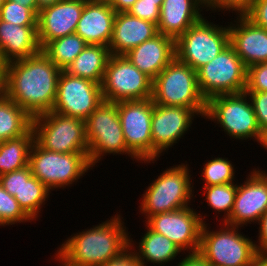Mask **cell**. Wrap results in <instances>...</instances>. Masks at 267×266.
Wrapping results in <instances>:
<instances>
[{"label":"cell","instance_id":"1","mask_svg":"<svg viewBox=\"0 0 267 266\" xmlns=\"http://www.w3.org/2000/svg\"><path fill=\"white\" fill-rule=\"evenodd\" d=\"M61 71L42 51L6 63V97L32 118L52 110Z\"/></svg>","mask_w":267,"mask_h":266},{"label":"cell","instance_id":"2","mask_svg":"<svg viewBox=\"0 0 267 266\" xmlns=\"http://www.w3.org/2000/svg\"><path fill=\"white\" fill-rule=\"evenodd\" d=\"M120 212L89 229L73 233L54 254L69 266H102L121 255L130 247V231Z\"/></svg>","mask_w":267,"mask_h":266},{"label":"cell","instance_id":"3","mask_svg":"<svg viewBox=\"0 0 267 266\" xmlns=\"http://www.w3.org/2000/svg\"><path fill=\"white\" fill-rule=\"evenodd\" d=\"M187 161L166 167L154 178L144 190L140 198L138 213L145 222L149 217L164 212L175 211L192 206L194 195V177ZM192 175H191V174ZM192 176V177H191Z\"/></svg>","mask_w":267,"mask_h":266},{"label":"cell","instance_id":"4","mask_svg":"<svg viewBox=\"0 0 267 266\" xmlns=\"http://www.w3.org/2000/svg\"><path fill=\"white\" fill-rule=\"evenodd\" d=\"M151 100L162 106L190 108L200 118L206 114L207 101L200 92L197 71L176 57L153 80Z\"/></svg>","mask_w":267,"mask_h":266},{"label":"cell","instance_id":"5","mask_svg":"<svg viewBox=\"0 0 267 266\" xmlns=\"http://www.w3.org/2000/svg\"><path fill=\"white\" fill-rule=\"evenodd\" d=\"M210 225L202 226L198 250L206 261L211 266H250L258 253L255 240L241 232L243 227L220 222L213 230Z\"/></svg>","mask_w":267,"mask_h":266},{"label":"cell","instance_id":"6","mask_svg":"<svg viewBox=\"0 0 267 266\" xmlns=\"http://www.w3.org/2000/svg\"><path fill=\"white\" fill-rule=\"evenodd\" d=\"M28 166L34 177L55 192L71 188L94 169L88 153H58L42 148L36 141L30 149Z\"/></svg>","mask_w":267,"mask_h":266},{"label":"cell","instance_id":"7","mask_svg":"<svg viewBox=\"0 0 267 266\" xmlns=\"http://www.w3.org/2000/svg\"><path fill=\"white\" fill-rule=\"evenodd\" d=\"M205 120L219 126L230 140L257 142L260 146L261 132L251 100L246 92L217 95L207 101ZM245 140V141H244Z\"/></svg>","mask_w":267,"mask_h":266},{"label":"cell","instance_id":"8","mask_svg":"<svg viewBox=\"0 0 267 266\" xmlns=\"http://www.w3.org/2000/svg\"><path fill=\"white\" fill-rule=\"evenodd\" d=\"M85 128L88 157L93 167H98L97 163L107 155H126L133 164L141 163L127 149L116 103L103 101L85 120Z\"/></svg>","mask_w":267,"mask_h":266},{"label":"cell","instance_id":"9","mask_svg":"<svg viewBox=\"0 0 267 266\" xmlns=\"http://www.w3.org/2000/svg\"><path fill=\"white\" fill-rule=\"evenodd\" d=\"M208 20L209 16L204 15L175 41L176 58L195 71L230 44L228 24L225 22L223 26Z\"/></svg>","mask_w":267,"mask_h":266},{"label":"cell","instance_id":"10","mask_svg":"<svg viewBox=\"0 0 267 266\" xmlns=\"http://www.w3.org/2000/svg\"><path fill=\"white\" fill-rule=\"evenodd\" d=\"M35 141L58 153H88L85 120L54 111L32 118Z\"/></svg>","mask_w":267,"mask_h":266},{"label":"cell","instance_id":"11","mask_svg":"<svg viewBox=\"0 0 267 266\" xmlns=\"http://www.w3.org/2000/svg\"><path fill=\"white\" fill-rule=\"evenodd\" d=\"M198 85L206 101L217 95L246 90L247 67L229 44L211 62L197 70Z\"/></svg>","mask_w":267,"mask_h":266},{"label":"cell","instance_id":"12","mask_svg":"<svg viewBox=\"0 0 267 266\" xmlns=\"http://www.w3.org/2000/svg\"><path fill=\"white\" fill-rule=\"evenodd\" d=\"M153 80L135 67L125 55H111L101 83L104 101L150 99Z\"/></svg>","mask_w":267,"mask_h":266},{"label":"cell","instance_id":"13","mask_svg":"<svg viewBox=\"0 0 267 266\" xmlns=\"http://www.w3.org/2000/svg\"><path fill=\"white\" fill-rule=\"evenodd\" d=\"M195 118L200 117L190 108L154 104L151 119L152 160L141 163L146 166L157 164L160 156H164L165 152L168 154L169 149L185 139L183 137L192 130Z\"/></svg>","mask_w":267,"mask_h":266},{"label":"cell","instance_id":"14","mask_svg":"<svg viewBox=\"0 0 267 266\" xmlns=\"http://www.w3.org/2000/svg\"><path fill=\"white\" fill-rule=\"evenodd\" d=\"M207 216L209 214L188 206L151 216L144 223L154 232L170 239L184 253H195L199 250L201 229L207 222Z\"/></svg>","mask_w":267,"mask_h":266},{"label":"cell","instance_id":"15","mask_svg":"<svg viewBox=\"0 0 267 266\" xmlns=\"http://www.w3.org/2000/svg\"><path fill=\"white\" fill-rule=\"evenodd\" d=\"M116 104L127 149L140 162L152 160L151 119L154 102L150 98Z\"/></svg>","mask_w":267,"mask_h":266},{"label":"cell","instance_id":"16","mask_svg":"<svg viewBox=\"0 0 267 266\" xmlns=\"http://www.w3.org/2000/svg\"><path fill=\"white\" fill-rule=\"evenodd\" d=\"M101 84L61 71L51 111L86 120L103 102Z\"/></svg>","mask_w":267,"mask_h":266},{"label":"cell","instance_id":"17","mask_svg":"<svg viewBox=\"0 0 267 266\" xmlns=\"http://www.w3.org/2000/svg\"><path fill=\"white\" fill-rule=\"evenodd\" d=\"M256 167L250 169L242 183H237L234 206L224 223L243 228L256 226L267 210V169Z\"/></svg>","mask_w":267,"mask_h":266},{"label":"cell","instance_id":"18","mask_svg":"<svg viewBox=\"0 0 267 266\" xmlns=\"http://www.w3.org/2000/svg\"><path fill=\"white\" fill-rule=\"evenodd\" d=\"M0 184L10 195L14 196L20 208L34 223L37 219L40 220L41 211L53 194L32 175L29 166L1 175Z\"/></svg>","mask_w":267,"mask_h":266},{"label":"cell","instance_id":"19","mask_svg":"<svg viewBox=\"0 0 267 266\" xmlns=\"http://www.w3.org/2000/svg\"><path fill=\"white\" fill-rule=\"evenodd\" d=\"M85 0H61L38 12L37 36L41 49L50 41L75 34Z\"/></svg>","mask_w":267,"mask_h":266},{"label":"cell","instance_id":"20","mask_svg":"<svg viewBox=\"0 0 267 266\" xmlns=\"http://www.w3.org/2000/svg\"><path fill=\"white\" fill-rule=\"evenodd\" d=\"M233 17L230 23L227 22L230 44L244 65L248 68L267 62V30L254 24L245 15Z\"/></svg>","mask_w":267,"mask_h":266},{"label":"cell","instance_id":"21","mask_svg":"<svg viewBox=\"0 0 267 266\" xmlns=\"http://www.w3.org/2000/svg\"><path fill=\"white\" fill-rule=\"evenodd\" d=\"M115 16L116 12L109 2L87 0L75 34L87 44L109 46Z\"/></svg>","mask_w":267,"mask_h":266},{"label":"cell","instance_id":"22","mask_svg":"<svg viewBox=\"0 0 267 266\" xmlns=\"http://www.w3.org/2000/svg\"><path fill=\"white\" fill-rule=\"evenodd\" d=\"M126 58L152 80L176 57L175 40L158 33L132 48Z\"/></svg>","mask_w":267,"mask_h":266},{"label":"cell","instance_id":"23","mask_svg":"<svg viewBox=\"0 0 267 266\" xmlns=\"http://www.w3.org/2000/svg\"><path fill=\"white\" fill-rule=\"evenodd\" d=\"M158 34L157 25L132 16L128 12L116 13L112 38L109 43L111 55H125L129 50Z\"/></svg>","mask_w":267,"mask_h":266},{"label":"cell","instance_id":"24","mask_svg":"<svg viewBox=\"0 0 267 266\" xmlns=\"http://www.w3.org/2000/svg\"><path fill=\"white\" fill-rule=\"evenodd\" d=\"M204 14L201 0H164L160 7L158 33L176 41Z\"/></svg>","mask_w":267,"mask_h":266},{"label":"cell","instance_id":"25","mask_svg":"<svg viewBox=\"0 0 267 266\" xmlns=\"http://www.w3.org/2000/svg\"><path fill=\"white\" fill-rule=\"evenodd\" d=\"M143 225L145 232L140 236L139 242L133 240L132 234H130L129 242L130 248L136 253L143 266H169L170 264L172 266L176 259L178 261L181 259L184 252L175 243L151 230L144 222Z\"/></svg>","mask_w":267,"mask_h":266},{"label":"cell","instance_id":"26","mask_svg":"<svg viewBox=\"0 0 267 266\" xmlns=\"http://www.w3.org/2000/svg\"><path fill=\"white\" fill-rule=\"evenodd\" d=\"M40 51L37 26H19L0 20V59L3 63L27 58Z\"/></svg>","mask_w":267,"mask_h":266},{"label":"cell","instance_id":"27","mask_svg":"<svg viewBox=\"0 0 267 266\" xmlns=\"http://www.w3.org/2000/svg\"><path fill=\"white\" fill-rule=\"evenodd\" d=\"M110 56L108 46L88 44L65 71L70 75L101 84Z\"/></svg>","mask_w":267,"mask_h":266},{"label":"cell","instance_id":"28","mask_svg":"<svg viewBox=\"0 0 267 266\" xmlns=\"http://www.w3.org/2000/svg\"><path fill=\"white\" fill-rule=\"evenodd\" d=\"M35 134L31 127L24 135L0 142V176L28 166Z\"/></svg>","mask_w":267,"mask_h":266},{"label":"cell","instance_id":"29","mask_svg":"<svg viewBox=\"0 0 267 266\" xmlns=\"http://www.w3.org/2000/svg\"><path fill=\"white\" fill-rule=\"evenodd\" d=\"M32 127V117L6 96L0 99V142L24 135Z\"/></svg>","mask_w":267,"mask_h":266},{"label":"cell","instance_id":"30","mask_svg":"<svg viewBox=\"0 0 267 266\" xmlns=\"http://www.w3.org/2000/svg\"><path fill=\"white\" fill-rule=\"evenodd\" d=\"M87 45L79 35L71 34L48 42L41 51L63 71Z\"/></svg>","mask_w":267,"mask_h":266},{"label":"cell","instance_id":"31","mask_svg":"<svg viewBox=\"0 0 267 266\" xmlns=\"http://www.w3.org/2000/svg\"><path fill=\"white\" fill-rule=\"evenodd\" d=\"M200 191H203L201 196L203 197L204 195L205 197L203 200L206 201L208 206L207 209L210 207L212 212L214 211V213H216L215 218L217 221L224 223L230 217L234 206V200L237 193V183L202 186Z\"/></svg>","mask_w":267,"mask_h":266},{"label":"cell","instance_id":"32","mask_svg":"<svg viewBox=\"0 0 267 266\" xmlns=\"http://www.w3.org/2000/svg\"><path fill=\"white\" fill-rule=\"evenodd\" d=\"M212 157L210 160L203 163L201 167L200 181L202 186H213L227 183H238L236 179V165L228 159V157ZM237 181V182H236Z\"/></svg>","mask_w":267,"mask_h":266},{"label":"cell","instance_id":"33","mask_svg":"<svg viewBox=\"0 0 267 266\" xmlns=\"http://www.w3.org/2000/svg\"><path fill=\"white\" fill-rule=\"evenodd\" d=\"M32 220L20 208L18 201L0 184V228L23 224Z\"/></svg>","mask_w":267,"mask_h":266},{"label":"cell","instance_id":"34","mask_svg":"<svg viewBox=\"0 0 267 266\" xmlns=\"http://www.w3.org/2000/svg\"><path fill=\"white\" fill-rule=\"evenodd\" d=\"M38 15L29 7L5 0L0 8V20L19 26H37Z\"/></svg>","mask_w":267,"mask_h":266},{"label":"cell","instance_id":"35","mask_svg":"<svg viewBox=\"0 0 267 266\" xmlns=\"http://www.w3.org/2000/svg\"><path fill=\"white\" fill-rule=\"evenodd\" d=\"M251 2L252 0H201L205 15L210 11L209 16L212 12L218 15H224L225 12L232 13V16L233 13L234 15H244ZM220 11L222 13H218Z\"/></svg>","mask_w":267,"mask_h":266},{"label":"cell","instance_id":"36","mask_svg":"<svg viewBox=\"0 0 267 266\" xmlns=\"http://www.w3.org/2000/svg\"><path fill=\"white\" fill-rule=\"evenodd\" d=\"M245 92H267V62L247 68Z\"/></svg>","mask_w":267,"mask_h":266},{"label":"cell","instance_id":"37","mask_svg":"<svg viewBox=\"0 0 267 266\" xmlns=\"http://www.w3.org/2000/svg\"><path fill=\"white\" fill-rule=\"evenodd\" d=\"M127 12L132 16L152 22L156 25L159 23L160 6L158 3H149L137 0Z\"/></svg>","mask_w":267,"mask_h":266},{"label":"cell","instance_id":"38","mask_svg":"<svg viewBox=\"0 0 267 266\" xmlns=\"http://www.w3.org/2000/svg\"><path fill=\"white\" fill-rule=\"evenodd\" d=\"M249 96L258 126L262 133L267 131V92H246Z\"/></svg>","mask_w":267,"mask_h":266},{"label":"cell","instance_id":"39","mask_svg":"<svg viewBox=\"0 0 267 266\" xmlns=\"http://www.w3.org/2000/svg\"><path fill=\"white\" fill-rule=\"evenodd\" d=\"M244 15L257 26L267 30V0H252Z\"/></svg>","mask_w":267,"mask_h":266},{"label":"cell","instance_id":"40","mask_svg":"<svg viewBox=\"0 0 267 266\" xmlns=\"http://www.w3.org/2000/svg\"><path fill=\"white\" fill-rule=\"evenodd\" d=\"M102 266H143L137 258L136 253L129 247L121 255L110 259Z\"/></svg>","mask_w":267,"mask_h":266},{"label":"cell","instance_id":"41","mask_svg":"<svg viewBox=\"0 0 267 266\" xmlns=\"http://www.w3.org/2000/svg\"><path fill=\"white\" fill-rule=\"evenodd\" d=\"M257 238L255 241L256 250L259 255H267V210L258 222Z\"/></svg>","mask_w":267,"mask_h":266},{"label":"cell","instance_id":"42","mask_svg":"<svg viewBox=\"0 0 267 266\" xmlns=\"http://www.w3.org/2000/svg\"><path fill=\"white\" fill-rule=\"evenodd\" d=\"M174 265L175 266H211L199 252L188 253V254L185 253V256H183L179 260V262L174 263Z\"/></svg>","mask_w":267,"mask_h":266},{"label":"cell","instance_id":"43","mask_svg":"<svg viewBox=\"0 0 267 266\" xmlns=\"http://www.w3.org/2000/svg\"><path fill=\"white\" fill-rule=\"evenodd\" d=\"M137 0H111L109 4L118 12H127Z\"/></svg>","mask_w":267,"mask_h":266},{"label":"cell","instance_id":"44","mask_svg":"<svg viewBox=\"0 0 267 266\" xmlns=\"http://www.w3.org/2000/svg\"><path fill=\"white\" fill-rule=\"evenodd\" d=\"M6 96V63L0 59V99Z\"/></svg>","mask_w":267,"mask_h":266},{"label":"cell","instance_id":"45","mask_svg":"<svg viewBox=\"0 0 267 266\" xmlns=\"http://www.w3.org/2000/svg\"><path fill=\"white\" fill-rule=\"evenodd\" d=\"M20 3L22 6L29 7L38 15L37 0H10Z\"/></svg>","mask_w":267,"mask_h":266},{"label":"cell","instance_id":"46","mask_svg":"<svg viewBox=\"0 0 267 266\" xmlns=\"http://www.w3.org/2000/svg\"><path fill=\"white\" fill-rule=\"evenodd\" d=\"M59 1L61 0H37L38 12L42 8L58 3Z\"/></svg>","mask_w":267,"mask_h":266},{"label":"cell","instance_id":"47","mask_svg":"<svg viewBox=\"0 0 267 266\" xmlns=\"http://www.w3.org/2000/svg\"><path fill=\"white\" fill-rule=\"evenodd\" d=\"M262 145V146H261ZM260 146L262 147V149L264 148L265 151L267 150V131H265L263 133V136H262V140H261V143H260ZM267 152V151H266Z\"/></svg>","mask_w":267,"mask_h":266},{"label":"cell","instance_id":"48","mask_svg":"<svg viewBox=\"0 0 267 266\" xmlns=\"http://www.w3.org/2000/svg\"><path fill=\"white\" fill-rule=\"evenodd\" d=\"M52 258L54 259V262L57 263L58 261V266H69L67 265L63 260H61L56 254L52 256Z\"/></svg>","mask_w":267,"mask_h":266},{"label":"cell","instance_id":"49","mask_svg":"<svg viewBox=\"0 0 267 266\" xmlns=\"http://www.w3.org/2000/svg\"><path fill=\"white\" fill-rule=\"evenodd\" d=\"M164 0H142V2H149V3H158V5L161 7Z\"/></svg>","mask_w":267,"mask_h":266},{"label":"cell","instance_id":"50","mask_svg":"<svg viewBox=\"0 0 267 266\" xmlns=\"http://www.w3.org/2000/svg\"><path fill=\"white\" fill-rule=\"evenodd\" d=\"M5 0H0V8L4 4Z\"/></svg>","mask_w":267,"mask_h":266},{"label":"cell","instance_id":"51","mask_svg":"<svg viewBox=\"0 0 267 266\" xmlns=\"http://www.w3.org/2000/svg\"><path fill=\"white\" fill-rule=\"evenodd\" d=\"M96 1L110 2L111 0H96Z\"/></svg>","mask_w":267,"mask_h":266}]
</instances>
